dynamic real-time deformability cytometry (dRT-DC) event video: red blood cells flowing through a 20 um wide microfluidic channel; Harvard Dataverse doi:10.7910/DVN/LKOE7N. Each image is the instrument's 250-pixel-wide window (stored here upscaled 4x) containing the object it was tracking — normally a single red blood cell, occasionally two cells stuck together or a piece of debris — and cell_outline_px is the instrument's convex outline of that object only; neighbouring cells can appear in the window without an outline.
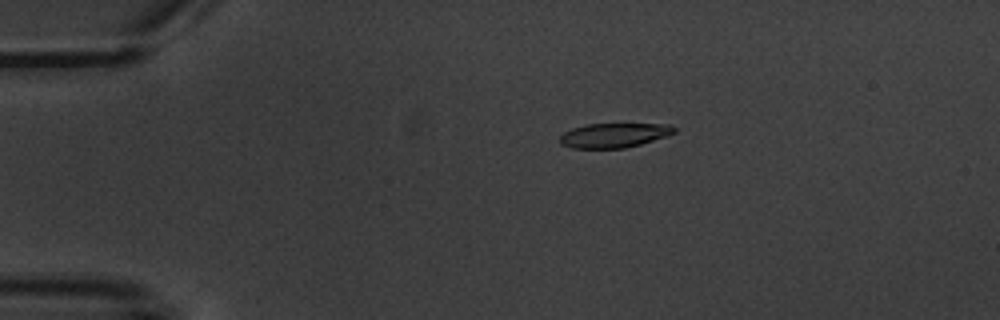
{"species": "common noctule bat (a hibernating species)", "species_latin": "Nyctalus noctula", "temperature_condition": "warm", "stored_images_in_passage": 6, "camera_frame_rate_fps": 3000, "um_per_image_px": 0.085, "animal": {"sex": "male", "body_mass_g": 20.1, "forearm_length_mm": 53.5}, "frame": {"image": 1, "passage_image": 1, "time_ms": 0.0, "image_size_px": [1000, 320], "cell_outline_px": [[676, 132], [668, 136], [640, 144], [624, 148], [572, 148], [560, 144], [560, 136], [564, 132], [572, 128], [584, 124], [668, 124], [676, 128]], "centroid_in_image_um": [52.19, 11.49], "position_along_channel_um": 32.8, "area_um2": 16.36}}
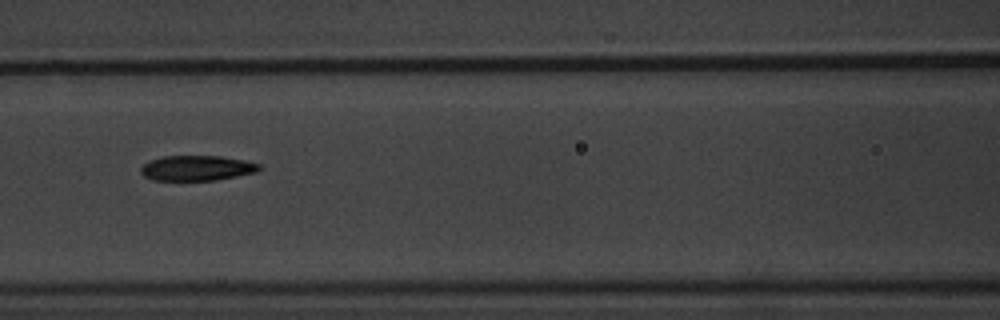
{"frame": {"image": 2, "passage_image": 5, "time_ms": 4.667, "image_size_px": [1000, 320], "cell_outline_px": [[264, 168], [256, 172], [216, 180], [152, 180], [144, 176], [140, 172], [140, 168], [144, 164], [152, 160], [164, 156], [220, 156], [244, 160], [260, 164]], "centroid_in_image_um": [16.76, 14.29], "position_along_channel_um": 149.8, "area_um2": 17.34}}
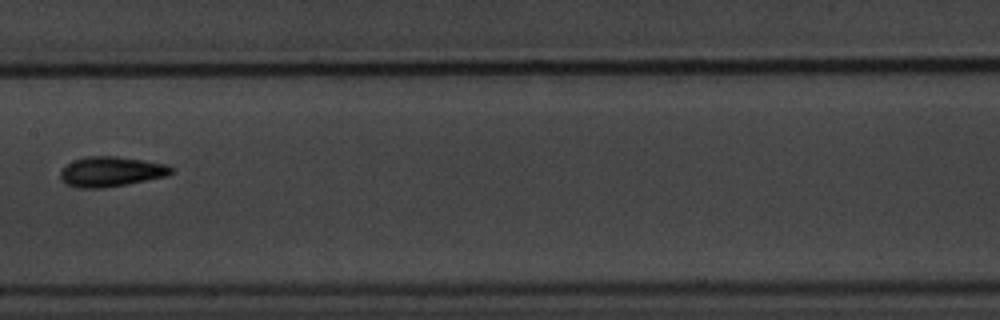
{"frame": {"image": 3, "passage_image": 6, "time_ms": 6.0, "image_size_px": [1000, 320], "cell_outline_px": [[176, 168], [168, 176], [128, 184], [104, 188], [76, 188], [68, 184], [60, 176], [60, 172], [72, 160], [88, 156], [116, 156], [144, 160], [164, 164]], "centroid_in_image_um": [9.48, 14.59], "position_along_channel_um": 197.9, "area_um2": 19.42}}